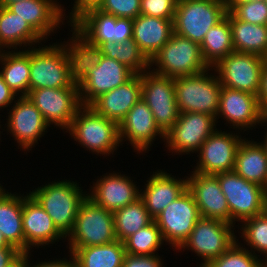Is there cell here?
I'll return each instance as SVG.
<instances>
[{
	"label": "cell",
	"mask_w": 267,
	"mask_h": 267,
	"mask_svg": "<svg viewBox=\"0 0 267 267\" xmlns=\"http://www.w3.org/2000/svg\"><path fill=\"white\" fill-rule=\"evenodd\" d=\"M0 65L5 83L17 94V97L29 94L30 47L23 51L9 50L0 57ZM20 94V95H19Z\"/></svg>",
	"instance_id": "cell-33"
},
{
	"label": "cell",
	"mask_w": 267,
	"mask_h": 267,
	"mask_svg": "<svg viewBox=\"0 0 267 267\" xmlns=\"http://www.w3.org/2000/svg\"><path fill=\"white\" fill-rule=\"evenodd\" d=\"M113 217L115 234L121 242L154 220L141 198L113 212Z\"/></svg>",
	"instance_id": "cell-36"
},
{
	"label": "cell",
	"mask_w": 267,
	"mask_h": 267,
	"mask_svg": "<svg viewBox=\"0 0 267 267\" xmlns=\"http://www.w3.org/2000/svg\"><path fill=\"white\" fill-rule=\"evenodd\" d=\"M265 58L233 51L212 68L222 86L258 96Z\"/></svg>",
	"instance_id": "cell-11"
},
{
	"label": "cell",
	"mask_w": 267,
	"mask_h": 267,
	"mask_svg": "<svg viewBox=\"0 0 267 267\" xmlns=\"http://www.w3.org/2000/svg\"><path fill=\"white\" fill-rule=\"evenodd\" d=\"M230 210V223L235 225L267 209L266 190L247 181L234 170L215 174ZM236 221V222H235Z\"/></svg>",
	"instance_id": "cell-6"
},
{
	"label": "cell",
	"mask_w": 267,
	"mask_h": 267,
	"mask_svg": "<svg viewBox=\"0 0 267 267\" xmlns=\"http://www.w3.org/2000/svg\"><path fill=\"white\" fill-rule=\"evenodd\" d=\"M264 1V0H224L227 12H231L238 4L247 2Z\"/></svg>",
	"instance_id": "cell-51"
},
{
	"label": "cell",
	"mask_w": 267,
	"mask_h": 267,
	"mask_svg": "<svg viewBox=\"0 0 267 267\" xmlns=\"http://www.w3.org/2000/svg\"><path fill=\"white\" fill-rule=\"evenodd\" d=\"M265 64L267 65V55L265 56Z\"/></svg>",
	"instance_id": "cell-57"
},
{
	"label": "cell",
	"mask_w": 267,
	"mask_h": 267,
	"mask_svg": "<svg viewBox=\"0 0 267 267\" xmlns=\"http://www.w3.org/2000/svg\"><path fill=\"white\" fill-rule=\"evenodd\" d=\"M27 97L41 112L45 121L67 130L77 110L82 106L79 87L42 88L30 90Z\"/></svg>",
	"instance_id": "cell-13"
},
{
	"label": "cell",
	"mask_w": 267,
	"mask_h": 267,
	"mask_svg": "<svg viewBox=\"0 0 267 267\" xmlns=\"http://www.w3.org/2000/svg\"><path fill=\"white\" fill-rule=\"evenodd\" d=\"M149 65L151 71L171 78L199 74L210 68L203 59L200 44L174 32Z\"/></svg>",
	"instance_id": "cell-3"
},
{
	"label": "cell",
	"mask_w": 267,
	"mask_h": 267,
	"mask_svg": "<svg viewBox=\"0 0 267 267\" xmlns=\"http://www.w3.org/2000/svg\"><path fill=\"white\" fill-rule=\"evenodd\" d=\"M187 190L192 194L201 217L216 218L230 223V210L215 175L191 172Z\"/></svg>",
	"instance_id": "cell-23"
},
{
	"label": "cell",
	"mask_w": 267,
	"mask_h": 267,
	"mask_svg": "<svg viewBox=\"0 0 267 267\" xmlns=\"http://www.w3.org/2000/svg\"><path fill=\"white\" fill-rule=\"evenodd\" d=\"M234 225L216 218L201 217L188 239L178 249H189L201 257L200 267L225 253L235 242Z\"/></svg>",
	"instance_id": "cell-9"
},
{
	"label": "cell",
	"mask_w": 267,
	"mask_h": 267,
	"mask_svg": "<svg viewBox=\"0 0 267 267\" xmlns=\"http://www.w3.org/2000/svg\"><path fill=\"white\" fill-rule=\"evenodd\" d=\"M66 239L69 247L96 246L117 240L113 212L86 197L80 205L73 229Z\"/></svg>",
	"instance_id": "cell-7"
},
{
	"label": "cell",
	"mask_w": 267,
	"mask_h": 267,
	"mask_svg": "<svg viewBox=\"0 0 267 267\" xmlns=\"http://www.w3.org/2000/svg\"><path fill=\"white\" fill-rule=\"evenodd\" d=\"M73 28L90 44L122 43L133 38V20L117 18L101 10H93L82 17Z\"/></svg>",
	"instance_id": "cell-16"
},
{
	"label": "cell",
	"mask_w": 267,
	"mask_h": 267,
	"mask_svg": "<svg viewBox=\"0 0 267 267\" xmlns=\"http://www.w3.org/2000/svg\"><path fill=\"white\" fill-rule=\"evenodd\" d=\"M173 21L141 14L133 19V40L149 61L169 41Z\"/></svg>",
	"instance_id": "cell-27"
},
{
	"label": "cell",
	"mask_w": 267,
	"mask_h": 267,
	"mask_svg": "<svg viewBox=\"0 0 267 267\" xmlns=\"http://www.w3.org/2000/svg\"><path fill=\"white\" fill-rule=\"evenodd\" d=\"M163 243L161 231L155 220L124 241L126 253L133 255H154Z\"/></svg>",
	"instance_id": "cell-38"
},
{
	"label": "cell",
	"mask_w": 267,
	"mask_h": 267,
	"mask_svg": "<svg viewBox=\"0 0 267 267\" xmlns=\"http://www.w3.org/2000/svg\"><path fill=\"white\" fill-rule=\"evenodd\" d=\"M22 253L16 260H14L8 267H29V256L31 253Z\"/></svg>",
	"instance_id": "cell-50"
},
{
	"label": "cell",
	"mask_w": 267,
	"mask_h": 267,
	"mask_svg": "<svg viewBox=\"0 0 267 267\" xmlns=\"http://www.w3.org/2000/svg\"><path fill=\"white\" fill-rule=\"evenodd\" d=\"M30 48L29 91L42 88L74 87L62 43Z\"/></svg>",
	"instance_id": "cell-8"
},
{
	"label": "cell",
	"mask_w": 267,
	"mask_h": 267,
	"mask_svg": "<svg viewBox=\"0 0 267 267\" xmlns=\"http://www.w3.org/2000/svg\"><path fill=\"white\" fill-rule=\"evenodd\" d=\"M20 0H2L1 1V6L2 7H8L10 4L18 2Z\"/></svg>",
	"instance_id": "cell-54"
},
{
	"label": "cell",
	"mask_w": 267,
	"mask_h": 267,
	"mask_svg": "<svg viewBox=\"0 0 267 267\" xmlns=\"http://www.w3.org/2000/svg\"><path fill=\"white\" fill-rule=\"evenodd\" d=\"M133 75L116 59L101 55L98 64L78 84L81 105L89 106L97 97L124 84Z\"/></svg>",
	"instance_id": "cell-18"
},
{
	"label": "cell",
	"mask_w": 267,
	"mask_h": 267,
	"mask_svg": "<svg viewBox=\"0 0 267 267\" xmlns=\"http://www.w3.org/2000/svg\"><path fill=\"white\" fill-rule=\"evenodd\" d=\"M100 49L102 55L116 59L134 74H142L150 69L149 60L140 51L133 38L122 43L106 42L100 46Z\"/></svg>",
	"instance_id": "cell-37"
},
{
	"label": "cell",
	"mask_w": 267,
	"mask_h": 267,
	"mask_svg": "<svg viewBox=\"0 0 267 267\" xmlns=\"http://www.w3.org/2000/svg\"><path fill=\"white\" fill-rule=\"evenodd\" d=\"M104 0H75L73 8L70 12V16L64 14L65 17H69L68 23L73 27L82 17L88 12L93 10H99ZM67 15V16H66Z\"/></svg>",
	"instance_id": "cell-44"
},
{
	"label": "cell",
	"mask_w": 267,
	"mask_h": 267,
	"mask_svg": "<svg viewBox=\"0 0 267 267\" xmlns=\"http://www.w3.org/2000/svg\"><path fill=\"white\" fill-rule=\"evenodd\" d=\"M75 181L49 182L30 191V195L52 218L57 229L67 237L72 231L81 203L87 193Z\"/></svg>",
	"instance_id": "cell-1"
},
{
	"label": "cell",
	"mask_w": 267,
	"mask_h": 267,
	"mask_svg": "<svg viewBox=\"0 0 267 267\" xmlns=\"http://www.w3.org/2000/svg\"><path fill=\"white\" fill-rule=\"evenodd\" d=\"M118 127L120 143L128 140L139 154L149 151L158 135L165 141V134L156 125L153 113L143 99L136 102Z\"/></svg>",
	"instance_id": "cell-20"
},
{
	"label": "cell",
	"mask_w": 267,
	"mask_h": 267,
	"mask_svg": "<svg viewBox=\"0 0 267 267\" xmlns=\"http://www.w3.org/2000/svg\"><path fill=\"white\" fill-rule=\"evenodd\" d=\"M73 260V261H72ZM29 267H77L76 261L74 257L71 255L70 259L67 260L65 258L63 259H55V260H50V261H45L40 262L39 264L36 262L35 265L31 266L29 262Z\"/></svg>",
	"instance_id": "cell-49"
},
{
	"label": "cell",
	"mask_w": 267,
	"mask_h": 267,
	"mask_svg": "<svg viewBox=\"0 0 267 267\" xmlns=\"http://www.w3.org/2000/svg\"><path fill=\"white\" fill-rule=\"evenodd\" d=\"M210 69L213 71L210 67L199 74L175 78V97L179 113L198 112L216 118L222 85L216 73L212 75L209 72Z\"/></svg>",
	"instance_id": "cell-4"
},
{
	"label": "cell",
	"mask_w": 267,
	"mask_h": 267,
	"mask_svg": "<svg viewBox=\"0 0 267 267\" xmlns=\"http://www.w3.org/2000/svg\"><path fill=\"white\" fill-rule=\"evenodd\" d=\"M57 0H20L7 8L26 21L44 40L63 24L64 7Z\"/></svg>",
	"instance_id": "cell-24"
},
{
	"label": "cell",
	"mask_w": 267,
	"mask_h": 267,
	"mask_svg": "<svg viewBox=\"0 0 267 267\" xmlns=\"http://www.w3.org/2000/svg\"><path fill=\"white\" fill-rule=\"evenodd\" d=\"M1 247H14L12 245H10L6 239L4 238L3 234L0 232V248Z\"/></svg>",
	"instance_id": "cell-53"
},
{
	"label": "cell",
	"mask_w": 267,
	"mask_h": 267,
	"mask_svg": "<svg viewBox=\"0 0 267 267\" xmlns=\"http://www.w3.org/2000/svg\"><path fill=\"white\" fill-rule=\"evenodd\" d=\"M141 95V74H134L124 84L97 97L89 106L119 125L128 111L141 99Z\"/></svg>",
	"instance_id": "cell-25"
},
{
	"label": "cell",
	"mask_w": 267,
	"mask_h": 267,
	"mask_svg": "<svg viewBox=\"0 0 267 267\" xmlns=\"http://www.w3.org/2000/svg\"><path fill=\"white\" fill-rule=\"evenodd\" d=\"M226 14V5L220 0H178L174 33L201 44L205 34Z\"/></svg>",
	"instance_id": "cell-5"
},
{
	"label": "cell",
	"mask_w": 267,
	"mask_h": 267,
	"mask_svg": "<svg viewBox=\"0 0 267 267\" xmlns=\"http://www.w3.org/2000/svg\"><path fill=\"white\" fill-rule=\"evenodd\" d=\"M163 262L156 255H133L126 253L123 259V267H164Z\"/></svg>",
	"instance_id": "cell-45"
},
{
	"label": "cell",
	"mask_w": 267,
	"mask_h": 267,
	"mask_svg": "<svg viewBox=\"0 0 267 267\" xmlns=\"http://www.w3.org/2000/svg\"><path fill=\"white\" fill-rule=\"evenodd\" d=\"M22 254L16 247L0 248V267H8Z\"/></svg>",
	"instance_id": "cell-47"
},
{
	"label": "cell",
	"mask_w": 267,
	"mask_h": 267,
	"mask_svg": "<svg viewBox=\"0 0 267 267\" xmlns=\"http://www.w3.org/2000/svg\"><path fill=\"white\" fill-rule=\"evenodd\" d=\"M66 132L87 151L99 155H110L119 147V127L112 120L82 105L76 112Z\"/></svg>",
	"instance_id": "cell-2"
},
{
	"label": "cell",
	"mask_w": 267,
	"mask_h": 267,
	"mask_svg": "<svg viewBox=\"0 0 267 267\" xmlns=\"http://www.w3.org/2000/svg\"><path fill=\"white\" fill-rule=\"evenodd\" d=\"M231 13L242 22L267 25V4L265 1L238 4Z\"/></svg>",
	"instance_id": "cell-41"
},
{
	"label": "cell",
	"mask_w": 267,
	"mask_h": 267,
	"mask_svg": "<svg viewBox=\"0 0 267 267\" xmlns=\"http://www.w3.org/2000/svg\"><path fill=\"white\" fill-rule=\"evenodd\" d=\"M216 123L214 116L204 113H180L178 120L165 133L166 147L168 146V150L172 153L176 152L179 155L196 153L203 142L217 129Z\"/></svg>",
	"instance_id": "cell-14"
},
{
	"label": "cell",
	"mask_w": 267,
	"mask_h": 267,
	"mask_svg": "<svg viewBox=\"0 0 267 267\" xmlns=\"http://www.w3.org/2000/svg\"><path fill=\"white\" fill-rule=\"evenodd\" d=\"M240 230L242 231L240 237L244 238L243 241L245 240L247 246L250 247L249 251L260 256V259L263 254L267 264V209L263 213L242 222ZM255 251L260 255H257Z\"/></svg>",
	"instance_id": "cell-39"
},
{
	"label": "cell",
	"mask_w": 267,
	"mask_h": 267,
	"mask_svg": "<svg viewBox=\"0 0 267 267\" xmlns=\"http://www.w3.org/2000/svg\"><path fill=\"white\" fill-rule=\"evenodd\" d=\"M20 195L12 194L6 189L0 194V232L10 245L25 253L23 195Z\"/></svg>",
	"instance_id": "cell-30"
},
{
	"label": "cell",
	"mask_w": 267,
	"mask_h": 267,
	"mask_svg": "<svg viewBox=\"0 0 267 267\" xmlns=\"http://www.w3.org/2000/svg\"><path fill=\"white\" fill-rule=\"evenodd\" d=\"M23 196L22 225L25 237V253L30 248L53 244L66 237L54 225L52 218L29 194Z\"/></svg>",
	"instance_id": "cell-22"
},
{
	"label": "cell",
	"mask_w": 267,
	"mask_h": 267,
	"mask_svg": "<svg viewBox=\"0 0 267 267\" xmlns=\"http://www.w3.org/2000/svg\"><path fill=\"white\" fill-rule=\"evenodd\" d=\"M4 190H5V189L2 188V185H1V183H0V194H1Z\"/></svg>",
	"instance_id": "cell-56"
},
{
	"label": "cell",
	"mask_w": 267,
	"mask_h": 267,
	"mask_svg": "<svg viewBox=\"0 0 267 267\" xmlns=\"http://www.w3.org/2000/svg\"><path fill=\"white\" fill-rule=\"evenodd\" d=\"M258 100L262 108V111L264 112L265 115H267V65L266 64L262 71Z\"/></svg>",
	"instance_id": "cell-48"
},
{
	"label": "cell",
	"mask_w": 267,
	"mask_h": 267,
	"mask_svg": "<svg viewBox=\"0 0 267 267\" xmlns=\"http://www.w3.org/2000/svg\"><path fill=\"white\" fill-rule=\"evenodd\" d=\"M70 31L72 37L62 46L68 59L70 78L79 84L98 64L102 54L99 46L90 44L73 27Z\"/></svg>",
	"instance_id": "cell-28"
},
{
	"label": "cell",
	"mask_w": 267,
	"mask_h": 267,
	"mask_svg": "<svg viewBox=\"0 0 267 267\" xmlns=\"http://www.w3.org/2000/svg\"><path fill=\"white\" fill-rule=\"evenodd\" d=\"M239 133H227L217 129L203 142L197 152L199 161L192 172L215 175L233 171L236 153L243 138Z\"/></svg>",
	"instance_id": "cell-15"
},
{
	"label": "cell",
	"mask_w": 267,
	"mask_h": 267,
	"mask_svg": "<svg viewBox=\"0 0 267 267\" xmlns=\"http://www.w3.org/2000/svg\"><path fill=\"white\" fill-rule=\"evenodd\" d=\"M178 0H141L140 14L174 20Z\"/></svg>",
	"instance_id": "cell-43"
},
{
	"label": "cell",
	"mask_w": 267,
	"mask_h": 267,
	"mask_svg": "<svg viewBox=\"0 0 267 267\" xmlns=\"http://www.w3.org/2000/svg\"><path fill=\"white\" fill-rule=\"evenodd\" d=\"M264 116L258 96L222 86L216 121L223 117L233 129L246 131L260 125Z\"/></svg>",
	"instance_id": "cell-19"
},
{
	"label": "cell",
	"mask_w": 267,
	"mask_h": 267,
	"mask_svg": "<svg viewBox=\"0 0 267 267\" xmlns=\"http://www.w3.org/2000/svg\"><path fill=\"white\" fill-rule=\"evenodd\" d=\"M17 94L5 83L0 73V108L10 107L11 103L18 97Z\"/></svg>",
	"instance_id": "cell-46"
},
{
	"label": "cell",
	"mask_w": 267,
	"mask_h": 267,
	"mask_svg": "<svg viewBox=\"0 0 267 267\" xmlns=\"http://www.w3.org/2000/svg\"><path fill=\"white\" fill-rule=\"evenodd\" d=\"M141 0H104L99 10L117 18L135 19L140 15Z\"/></svg>",
	"instance_id": "cell-42"
},
{
	"label": "cell",
	"mask_w": 267,
	"mask_h": 267,
	"mask_svg": "<svg viewBox=\"0 0 267 267\" xmlns=\"http://www.w3.org/2000/svg\"><path fill=\"white\" fill-rule=\"evenodd\" d=\"M229 23L232 30L234 51L267 55V25H256L238 20L229 12Z\"/></svg>",
	"instance_id": "cell-34"
},
{
	"label": "cell",
	"mask_w": 267,
	"mask_h": 267,
	"mask_svg": "<svg viewBox=\"0 0 267 267\" xmlns=\"http://www.w3.org/2000/svg\"><path fill=\"white\" fill-rule=\"evenodd\" d=\"M141 99L149 106L159 129L165 134L178 120L175 78L147 70L141 74Z\"/></svg>",
	"instance_id": "cell-10"
},
{
	"label": "cell",
	"mask_w": 267,
	"mask_h": 267,
	"mask_svg": "<svg viewBox=\"0 0 267 267\" xmlns=\"http://www.w3.org/2000/svg\"><path fill=\"white\" fill-rule=\"evenodd\" d=\"M3 45L0 43V57L5 53Z\"/></svg>",
	"instance_id": "cell-55"
},
{
	"label": "cell",
	"mask_w": 267,
	"mask_h": 267,
	"mask_svg": "<svg viewBox=\"0 0 267 267\" xmlns=\"http://www.w3.org/2000/svg\"><path fill=\"white\" fill-rule=\"evenodd\" d=\"M201 218L192 194L186 190L154 219L163 240L178 250Z\"/></svg>",
	"instance_id": "cell-12"
},
{
	"label": "cell",
	"mask_w": 267,
	"mask_h": 267,
	"mask_svg": "<svg viewBox=\"0 0 267 267\" xmlns=\"http://www.w3.org/2000/svg\"><path fill=\"white\" fill-rule=\"evenodd\" d=\"M146 182L144 190H140V198L153 219L187 190V177L176 179L162 170L153 171Z\"/></svg>",
	"instance_id": "cell-26"
},
{
	"label": "cell",
	"mask_w": 267,
	"mask_h": 267,
	"mask_svg": "<svg viewBox=\"0 0 267 267\" xmlns=\"http://www.w3.org/2000/svg\"><path fill=\"white\" fill-rule=\"evenodd\" d=\"M200 48L203 59L209 67L215 66L234 51L229 12L205 34Z\"/></svg>",
	"instance_id": "cell-35"
},
{
	"label": "cell",
	"mask_w": 267,
	"mask_h": 267,
	"mask_svg": "<svg viewBox=\"0 0 267 267\" xmlns=\"http://www.w3.org/2000/svg\"><path fill=\"white\" fill-rule=\"evenodd\" d=\"M239 239L222 255L213 259L205 267H267L263 259L254 255L238 242ZM241 244V245H240Z\"/></svg>",
	"instance_id": "cell-40"
},
{
	"label": "cell",
	"mask_w": 267,
	"mask_h": 267,
	"mask_svg": "<svg viewBox=\"0 0 267 267\" xmlns=\"http://www.w3.org/2000/svg\"><path fill=\"white\" fill-rule=\"evenodd\" d=\"M8 112L7 131L12 134L22 151H29L50 127L41 112L27 96H19ZM46 130V131H45Z\"/></svg>",
	"instance_id": "cell-17"
},
{
	"label": "cell",
	"mask_w": 267,
	"mask_h": 267,
	"mask_svg": "<svg viewBox=\"0 0 267 267\" xmlns=\"http://www.w3.org/2000/svg\"><path fill=\"white\" fill-rule=\"evenodd\" d=\"M264 125H263V124ZM261 125L260 126H266V124H267V115H265L264 117H263V119H262V121H261V123H260ZM262 146H263V148H264V150L266 151V154H267V132H266V134H265V140L264 141H262V142H259Z\"/></svg>",
	"instance_id": "cell-52"
},
{
	"label": "cell",
	"mask_w": 267,
	"mask_h": 267,
	"mask_svg": "<svg viewBox=\"0 0 267 267\" xmlns=\"http://www.w3.org/2000/svg\"><path fill=\"white\" fill-rule=\"evenodd\" d=\"M43 40L26 21L7 7L0 6V43L4 49H17L18 46L31 48Z\"/></svg>",
	"instance_id": "cell-31"
},
{
	"label": "cell",
	"mask_w": 267,
	"mask_h": 267,
	"mask_svg": "<svg viewBox=\"0 0 267 267\" xmlns=\"http://www.w3.org/2000/svg\"><path fill=\"white\" fill-rule=\"evenodd\" d=\"M234 171L247 181L267 188V154L256 141L244 138L236 153Z\"/></svg>",
	"instance_id": "cell-29"
},
{
	"label": "cell",
	"mask_w": 267,
	"mask_h": 267,
	"mask_svg": "<svg viewBox=\"0 0 267 267\" xmlns=\"http://www.w3.org/2000/svg\"><path fill=\"white\" fill-rule=\"evenodd\" d=\"M69 249L77 267H123L126 254L124 242L119 240L96 246L69 247Z\"/></svg>",
	"instance_id": "cell-32"
},
{
	"label": "cell",
	"mask_w": 267,
	"mask_h": 267,
	"mask_svg": "<svg viewBox=\"0 0 267 267\" xmlns=\"http://www.w3.org/2000/svg\"><path fill=\"white\" fill-rule=\"evenodd\" d=\"M107 174L93 182L92 192L87 193L95 204L115 212L140 198V190L129 176L116 172Z\"/></svg>",
	"instance_id": "cell-21"
}]
</instances>
